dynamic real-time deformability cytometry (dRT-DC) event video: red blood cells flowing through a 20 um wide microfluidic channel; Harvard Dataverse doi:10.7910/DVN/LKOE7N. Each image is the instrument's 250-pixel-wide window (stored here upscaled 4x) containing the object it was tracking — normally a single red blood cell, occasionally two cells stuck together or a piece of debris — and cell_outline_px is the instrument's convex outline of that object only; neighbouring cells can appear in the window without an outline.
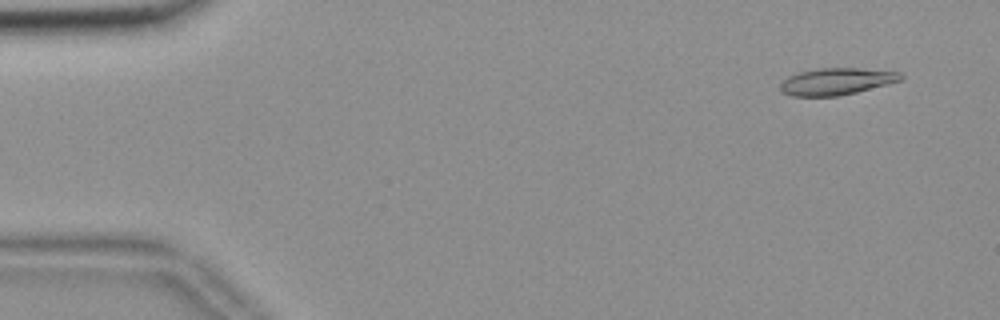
{"species": "common noctule bat (a hibernating species)", "species_latin": "Nyctalus noctula", "temperature_condition": "room temperature", "stored_images_in_passage": 55, "camera_frame_rate_fps": 3000, "um_per_image_px": 0.085, "animal": {"sex": "female", "body_mass_g": 18.4}, "frame": {"image": 1, "passage_image": 4, "time_ms": 1.0, "image_size_px": [1000, 320], "cell_outline_px": [[904, 76], [900, 80], [856, 92], [836, 96], [792, 96], [780, 92], [780, 84], [788, 76], [800, 72], [816, 68], [860, 68], [900, 72]], "centroid_in_image_um": [71.05, 6.92], "position_along_channel_um": 13.9, "area_um2": 18.73}}
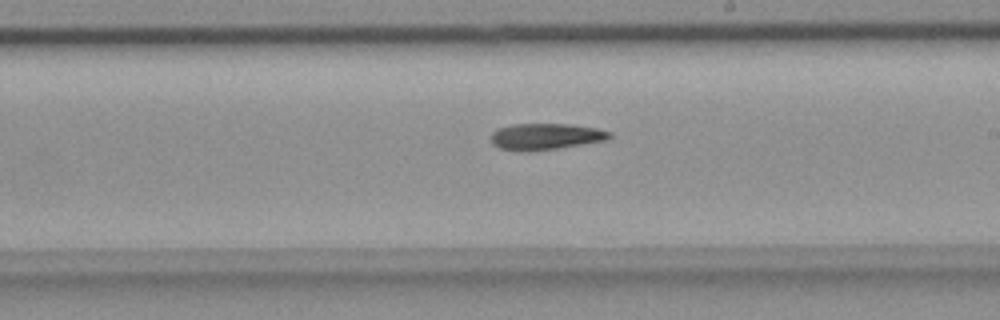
{"frame": {"image": 2, "passage_image": 32, "time_ms": 10.333, "image_size_px": [1000, 320], "cell_outline_px": [[612, 136], [608, 140], [556, 148], [528, 152], [520, 152], [500, 148], [492, 144], [492, 132], [500, 128], [512, 124], [568, 124], [596, 128], [612, 132]], "centroid_in_image_um": [46.38, 11.61], "position_along_channel_um": 242.6, "area_um2": 18.21}}
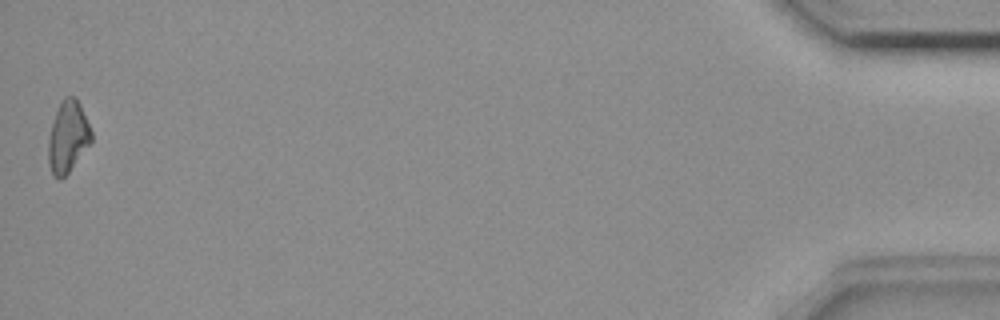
{"frame": {"image": 3, "passage_image": 55, "time_ms": 18.0, "image_size_px": [1000, 320], "cell_outline_px": [[92, 140], [68, 172], [60, 180], [52, 172], [48, 164], [48, 140], [52, 124], [56, 112], [64, 96], [76, 96], [80, 104], [92, 132]], "centroid_in_image_um": [5.76, 11.6], "position_along_channel_um": 429.4, "area_um2": 17.57}, "authors_computed_cell_mechanics": {"area_um2": 18.3804, "velocity_mm_per_s": 3.6702, "shape_relaxation_time_tau1_ms": 10.7045, "shape_relaxation_time_tau2_ms": null, "deformation_change_tau1": 0.2375, "deformation_change_tau2": null}}